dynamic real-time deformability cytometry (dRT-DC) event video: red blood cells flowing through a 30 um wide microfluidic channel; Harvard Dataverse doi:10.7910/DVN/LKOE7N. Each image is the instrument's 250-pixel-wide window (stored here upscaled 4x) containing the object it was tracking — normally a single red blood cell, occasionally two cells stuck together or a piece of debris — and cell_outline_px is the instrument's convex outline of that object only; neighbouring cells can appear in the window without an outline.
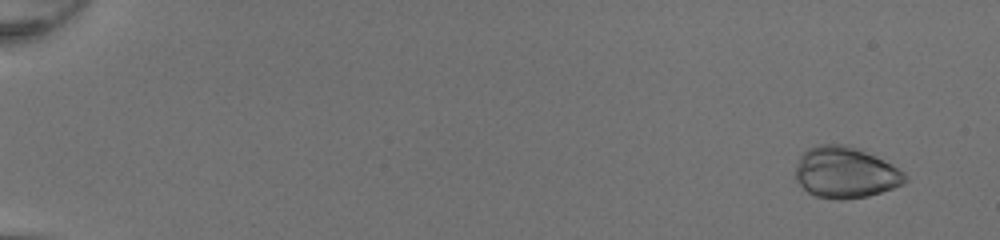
{"species": "common noctule bat (a hibernating species)", "species_latin": "Nyctalus noctula", "temperature_condition": "room temperature", "stored_images_in_passage": 52, "camera_frame_rate_fps": 3000, "um_per_image_px": 0.085, "animal": {"sex": "female", "body_mass_g": 20.0, "forearm_length_mm": 54.0}, "frame": {"image": 1, "passage_image": 4, "time_ms": 1.0, "image_size_px": [1000, 240], "cell_outline_px": [[908, 180], [904, 184], [868, 196], [844, 200], [840, 200], [816, 196], [808, 192], [796, 180], [796, 168], [800, 156], [808, 148], [820, 144], [848, 144], [860, 148], [892, 164], [904, 172], [908, 176]], "centroid_in_image_um": [71.89, 14.65], "position_along_channel_um": 13.1, "area_um2": 32.89}}
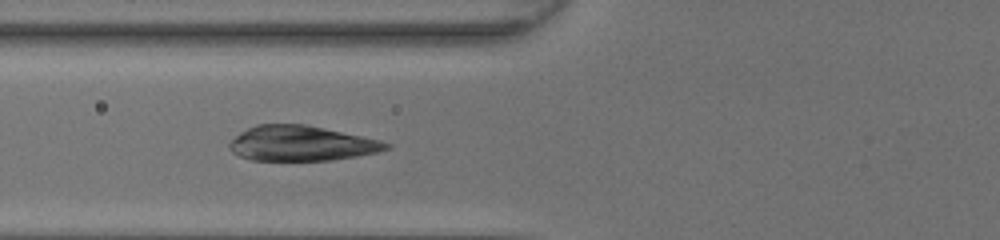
{"frame": {"image": 2, "passage_image": 23, "time_ms": 7.333, "image_size_px": [1000, 240], "cell_outline_px": [[392, 148], [376, 152], [356, 156], [332, 160], [252, 160], [240, 156], [232, 152], [228, 148], [228, 144], [240, 132], [256, 124], [304, 124], [324, 128], [380, 140], [392, 144]], "centroid_in_image_um": [25.61, 12.19], "position_along_channel_um": 100.2, "area_um2": 31.91}}
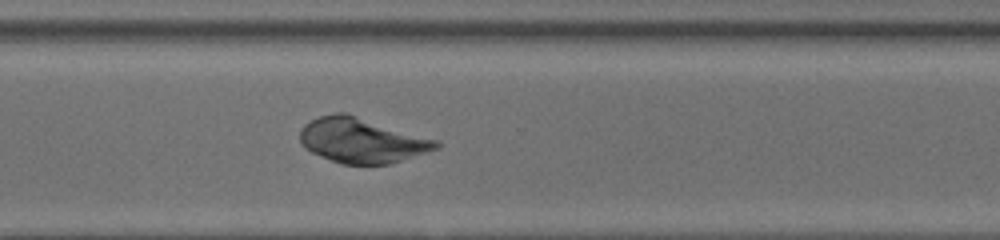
{"frame": {"image": 3, "passage_image": 40, "time_ms": 13.0, "image_size_px": [1000, 240], "cell_outline_px": [[440, 148], [428, 152], [388, 164], [344, 164], [332, 160], [312, 152], [304, 148], [300, 140], [300, 128], [304, 124], [320, 116], [336, 112], [348, 112], [436, 140], [440, 144]], "centroid_in_image_um": [30.75, 11.91], "position_along_channel_um": 339.9, "area_um2": 35.6}}